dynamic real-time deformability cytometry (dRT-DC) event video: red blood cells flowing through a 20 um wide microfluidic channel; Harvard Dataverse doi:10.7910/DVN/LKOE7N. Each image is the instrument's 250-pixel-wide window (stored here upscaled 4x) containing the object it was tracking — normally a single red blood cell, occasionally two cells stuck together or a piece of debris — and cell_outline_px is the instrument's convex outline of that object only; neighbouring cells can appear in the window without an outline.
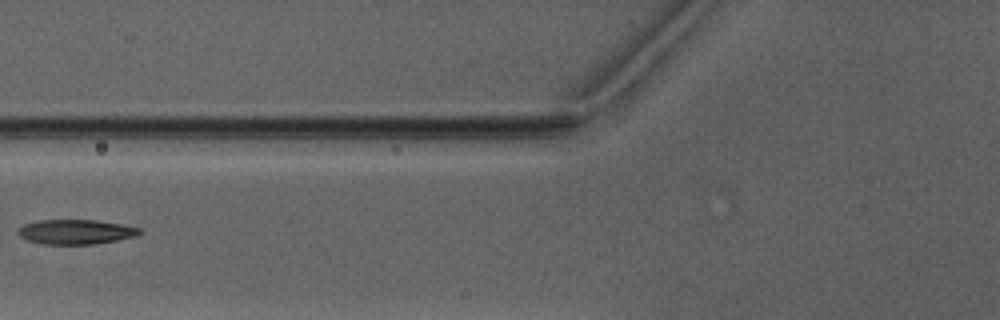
{"species": "Egyptian fruit bat (a non-hibernating species)", "species_latin": "Rousettus aegyptiacus", "temperature_condition": "warm", "stored_images_in_passage": 4, "camera_frame_rate_fps": 3000, "um_per_image_px": 0.085, "animal": {"sex": "male"}, "frame": {"image": 1, "passage_image": 4, "time_ms": 3.667, "image_size_px": [1000, 320], "cell_outline_px": [[140, 232], [136, 236], [96, 244], [44, 244], [28, 240], [20, 236], [16, 232], [24, 224], [36, 220], [96, 220], [120, 224], [140, 228]], "centroid_in_image_um": [6.41, 19.7], "position_along_channel_um": 119.4, "area_um2": 17.34}}